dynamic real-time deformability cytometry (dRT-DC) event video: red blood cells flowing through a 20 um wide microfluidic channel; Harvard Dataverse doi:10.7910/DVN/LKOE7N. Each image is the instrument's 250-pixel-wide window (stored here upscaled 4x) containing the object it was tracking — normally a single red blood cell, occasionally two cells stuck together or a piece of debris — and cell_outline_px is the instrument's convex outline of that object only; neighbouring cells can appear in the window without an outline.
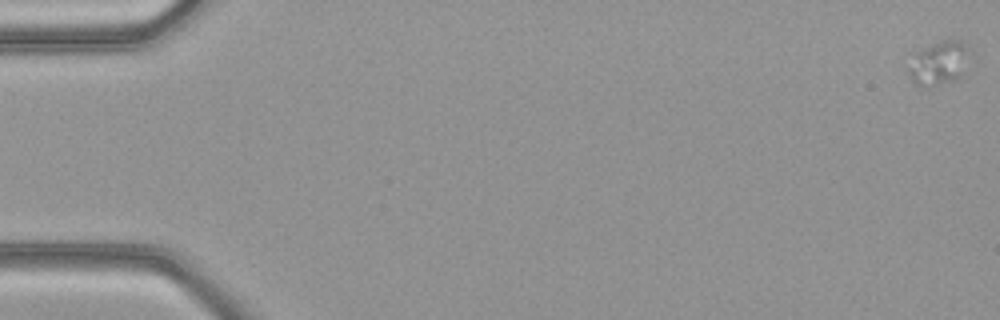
{"species": "common noctule bat (a hibernating species)", "species_latin": "Nyctalus noctula", "temperature_condition": "warm", "stored_images_in_passage": 52, "camera_frame_rate_fps": 3000, "um_per_image_px": 0.085, "animal": {"sex": "female", "body_mass_g": 21.9}, "frame": {"image": 1, "passage_image": 1, "time_ms": 0.0, "image_size_px": [1000, 320], "cell_outline_px": [[968, 52], [960, 80], [928, 88], [920, 88], [912, 80], [904, 68], [912, 52], [940, 40], [960, 40]], "centroid_in_image_um": [79.66, 5.41], "position_along_channel_um": 5.3, "area_um2": 16.24}}
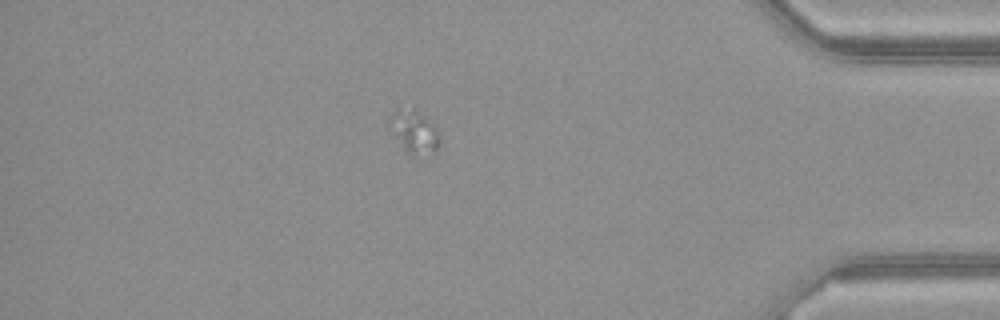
{"frame": {"image": 2, "passage_image": 45, "time_ms": 14.667, "image_size_px": [1000, 320], "cell_outline_px": [[440, 144], [436, 148], [412, 156], [404, 148], [388, 128], [388, 116], [396, 108], [416, 108], [436, 128], [440, 140]], "centroid_in_image_um": [35.13, 11.11], "position_along_channel_um": 400.1, "area_um2": 12.31}}
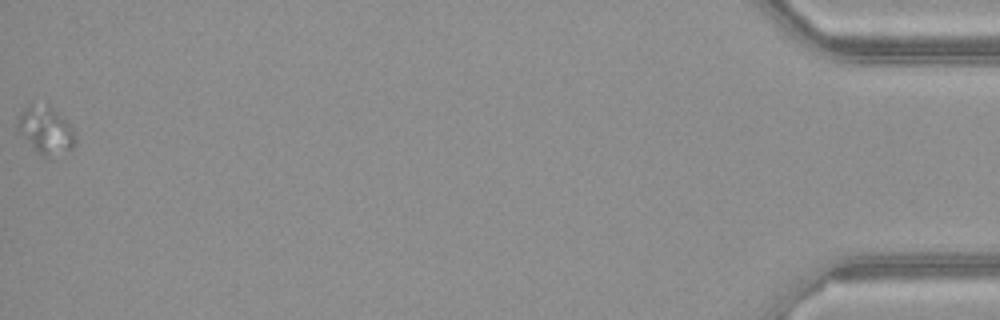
{"frame": {"image": 3, "passage_image": 52, "time_ms": 17.0, "image_size_px": [1000, 320], "cell_outline_px": [[76, 140], [72, 148], [44, 156], [40, 156], [32, 148], [16, 128], [16, 124], [24, 108], [28, 104], [32, 104], [52, 108], [68, 120], [76, 136]], "centroid_in_image_um": [3.87, 11.05], "position_along_channel_um": 431.3, "area_um2": 15.49}}